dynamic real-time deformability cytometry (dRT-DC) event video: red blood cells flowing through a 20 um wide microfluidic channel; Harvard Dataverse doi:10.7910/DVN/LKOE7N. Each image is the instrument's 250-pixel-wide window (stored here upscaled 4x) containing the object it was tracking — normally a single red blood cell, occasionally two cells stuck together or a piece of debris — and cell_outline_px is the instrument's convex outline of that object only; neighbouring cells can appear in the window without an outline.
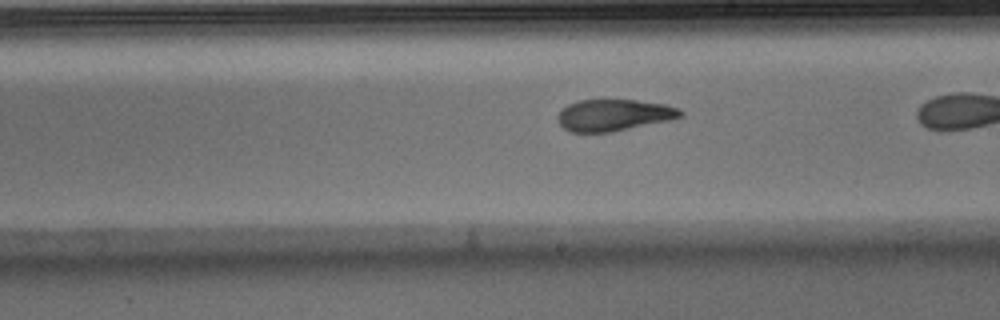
{"species": "Egyptian fruit bat (a non-hibernating species)", "species_latin": "Rousettus aegyptiacus", "temperature_condition": "warm", "stored_images_in_passage": 35, "camera_frame_rate_fps": 3000, "um_per_image_px": 0.085, "animal": {"sex": "male"}, "frame": {"image": 1, "passage_image": 25, "time_ms": 8.0, "image_size_px": [1000, 320], "cell_outline_px": [[684, 116], [668, 120], [612, 132], [572, 132], [564, 128], [560, 124], [556, 116], [560, 108], [576, 100], [636, 100], [668, 104], [680, 108], [684, 112]], "centroid_in_image_um": [52.17, 9.77], "position_along_channel_um": 236.8, "area_um2": 22.83}}
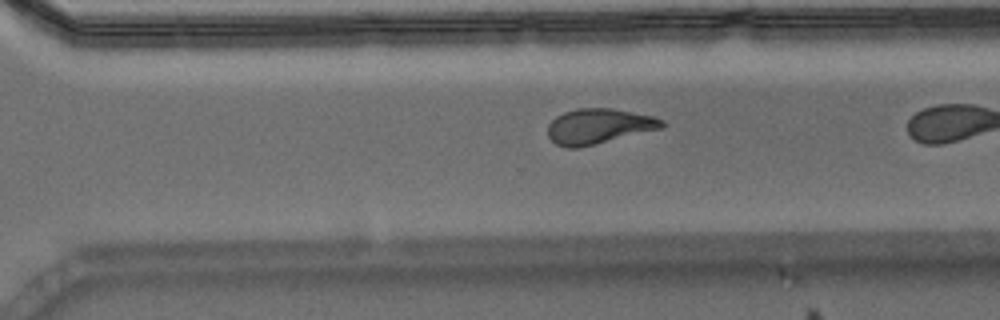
{"frame": {"image": 2, "passage_image": 31, "time_ms": 10.0, "image_size_px": [1000, 320], "cell_outline_px": [[664, 128], [580, 148], [568, 148], [556, 144], [548, 136], [548, 124], [556, 116], [564, 112], [576, 108], [612, 108], [652, 116], [664, 120]], "centroid_in_image_um": [50.89, 10.74], "position_along_channel_um": 319.7, "area_um2": 23.58}}